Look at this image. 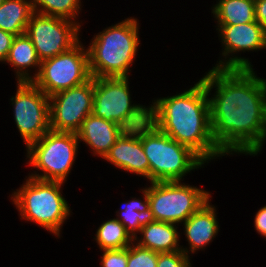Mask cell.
<instances>
[{
    "label": "cell",
    "instance_id": "cell-1",
    "mask_svg": "<svg viewBox=\"0 0 266 267\" xmlns=\"http://www.w3.org/2000/svg\"><path fill=\"white\" fill-rule=\"evenodd\" d=\"M257 74L255 68H209L200 77L207 89L212 136L226 157H258L265 146L266 78Z\"/></svg>",
    "mask_w": 266,
    "mask_h": 267
},
{
    "label": "cell",
    "instance_id": "cell-2",
    "mask_svg": "<svg viewBox=\"0 0 266 267\" xmlns=\"http://www.w3.org/2000/svg\"><path fill=\"white\" fill-rule=\"evenodd\" d=\"M196 81L183 92L151 99L149 120L170 138L189 147L208 165L225 155L212 136L205 83L201 78Z\"/></svg>",
    "mask_w": 266,
    "mask_h": 267
},
{
    "label": "cell",
    "instance_id": "cell-3",
    "mask_svg": "<svg viewBox=\"0 0 266 267\" xmlns=\"http://www.w3.org/2000/svg\"><path fill=\"white\" fill-rule=\"evenodd\" d=\"M139 22L137 17L129 16L93 35L89 45H86L92 77L133 75L132 68L142 44Z\"/></svg>",
    "mask_w": 266,
    "mask_h": 267
},
{
    "label": "cell",
    "instance_id": "cell-4",
    "mask_svg": "<svg viewBox=\"0 0 266 267\" xmlns=\"http://www.w3.org/2000/svg\"><path fill=\"white\" fill-rule=\"evenodd\" d=\"M19 188L9 195L20 219L35 223L56 239L62 236V228L73 215L69 202L63 195L65 183L44 181L26 176Z\"/></svg>",
    "mask_w": 266,
    "mask_h": 267
},
{
    "label": "cell",
    "instance_id": "cell-5",
    "mask_svg": "<svg viewBox=\"0 0 266 267\" xmlns=\"http://www.w3.org/2000/svg\"><path fill=\"white\" fill-rule=\"evenodd\" d=\"M141 142L149 162V183L185 181L207 164L189 147L163 133L150 120L141 125Z\"/></svg>",
    "mask_w": 266,
    "mask_h": 267
},
{
    "label": "cell",
    "instance_id": "cell-6",
    "mask_svg": "<svg viewBox=\"0 0 266 267\" xmlns=\"http://www.w3.org/2000/svg\"><path fill=\"white\" fill-rule=\"evenodd\" d=\"M79 145L76 133L48 130L25 148V163L32 170L28 176L66 183L80 153Z\"/></svg>",
    "mask_w": 266,
    "mask_h": 267
},
{
    "label": "cell",
    "instance_id": "cell-7",
    "mask_svg": "<svg viewBox=\"0 0 266 267\" xmlns=\"http://www.w3.org/2000/svg\"><path fill=\"white\" fill-rule=\"evenodd\" d=\"M129 77L94 78L93 114L125 130L149 121V105L133 101Z\"/></svg>",
    "mask_w": 266,
    "mask_h": 267
},
{
    "label": "cell",
    "instance_id": "cell-8",
    "mask_svg": "<svg viewBox=\"0 0 266 267\" xmlns=\"http://www.w3.org/2000/svg\"><path fill=\"white\" fill-rule=\"evenodd\" d=\"M212 192L183 181L150 182L148 199L155 221L182 225L212 199Z\"/></svg>",
    "mask_w": 266,
    "mask_h": 267
},
{
    "label": "cell",
    "instance_id": "cell-9",
    "mask_svg": "<svg viewBox=\"0 0 266 267\" xmlns=\"http://www.w3.org/2000/svg\"><path fill=\"white\" fill-rule=\"evenodd\" d=\"M91 77L87 48L80 40L70 50L42 61L32 83L50 97L81 85Z\"/></svg>",
    "mask_w": 266,
    "mask_h": 267
},
{
    "label": "cell",
    "instance_id": "cell-10",
    "mask_svg": "<svg viewBox=\"0 0 266 267\" xmlns=\"http://www.w3.org/2000/svg\"><path fill=\"white\" fill-rule=\"evenodd\" d=\"M9 99L13 120L25 147L50 130L49 97L32 82H16Z\"/></svg>",
    "mask_w": 266,
    "mask_h": 267
},
{
    "label": "cell",
    "instance_id": "cell-11",
    "mask_svg": "<svg viewBox=\"0 0 266 267\" xmlns=\"http://www.w3.org/2000/svg\"><path fill=\"white\" fill-rule=\"evenodd\" d=\"M214 27L222 49L212 68L254 69L252 61L241 54L266 50V30L256 21Z\"/></svg>",
    "mask_w": 266,
    "mask_h": 267
},
{
    "label": "cell",
    "instance_id": "cell-12",
    "mask_svg": "<svg viewBox=\"0 0 266 267\" xmlns=\"http://www.w3.org/2000/svg\"><path fill=\"white\" fill-rule=\"evenodd\" d=\"M81 29L71 20L34 12L27 25L26 34L42 62L75 46L82 40Z\"/></svg>",
    "mask_w": 266,
    "mask_h": 267
},
{
    "label": "cell",
    "instance_id": "cell-13",
    "mask_svg": "<svg viewBox=\"0 0 266 267\" xmlns=\"http://www.w3.org/2000/svg\"><path fill=\"white\" fill-rule=\"evenodd\" d=\"M94 77L49 97L50 130L77 133L93 112Z\"/></svg>",
    "mask_w": 266,
    "mask_h": 267
},
{
    "label": "cell",
    "instance_id": "cell-14",
    "mask_svg": "<svg viewBox=\"0 0 266 267\" xmlns=\"http://www.w3.org/2000/svg\"><path fill=\"white\" fill-rule=\"evenodd\" d=\"M104 160L114 168L139 176L149 183V162L141 142V126L124 130Z\"/></svg>",
    "mask_w": 266,
    "mask_h": 267
},
{
    "label": "cell",
    "instance_id": "cell-15",
    "mask_svg": "<svg viewBox=\"0 0 266 267\" xmlns=\"http://www.w3.org/2000/svg\"><path fill=\"white\" fill-rule=\"evenodd\" d=\"M218 209L211 203V199L198 211L193 213L180 227V236L185 235L186 246L181 245L187 256L205 251L220 232ZM183 230V232H181ZM214 239V240H213ZM188 245V246H187Z\"/></svg>",
    "mask_w": 266,
    "mask_h": 267
},
{
    "label": "cell",
    "instance_id": "cell-16",
    "mask_svg": "<svg viewBox=\"0 0 266 267\" xmlns=\"http://www.w3.org/2000/svg\"><path fill=\"white\" fill-rule=\"evenodd\" d=\"M124 130L117 123L104 120L92 113L83 120L76 134L80 146L82 142L89 148L91 155L103 159Z\"/></svg>",
    "mask_w": 266,
    "mask_h": 267
},
{
    "label": "cell",
    "instance_id": "cell-17",
    "mask_svg": "<svg viewBox=\"0 0 266 267\" xmlns=\"http://www.w3.org/2000/svg\"><path fill=\"white\" fill-rule=\"evenodd\" d=\"M3 64H8L13 69L16 82H32L37 76L41 61L26 33L14 38L9 55Z\"/></svg>",
    "mask_w": 266,
    "mask_h": 267
},
{
    "label": "cell",
    "instance_id": "cell-18",
    "mask_svg": "<svg viewBox=\"0 0 266 267\" xmlns=\"http://www.w3.org/2000/svg\"><path fill=\"white\" fill-rule=\"evenodd\" d=\"M179 228L181 227L174 223L154 221L141 228L134 242L157 253L182 250Z\"/></svg>",
    "mask_w": 266,
    "mask_h": 267
},
{
    "label": "cell",
    "instance_id": "cell-19",
    "mask_svg": "<svg viewBox=\"0 0 266 267\" xmlns=\"http://www.w3.org/2000/svg\"><path fill=\"white\" fill-rule=\"evenodd\" d=\"M145 187L139 188L141 196L136 198L131 196L129 200L122 202V208L115 211V217L120 221L127 232L134 239L140 233L143 226L154 222V216L150 209V202L148 199V182Z\"/></svg>",
    "mask_w": 266,
    "mask_h": 267
},
{
    "label": "cell",
    "instance_id": "cell-20",
    "mask_svg": "<svg viewBox=\"0 0 266 267\" xmlns=\"http://www.w3.org/2000/svg\"><path fill=\"white\" fill-rule=\"evenodd\" d=\"M211 4L214 26H230L256 21L255 0H215Z\"/></svg>",
    "mask_w": 266,
    "mask_h": 267
},
{
    "label": "cell",
    "instance_id": "cell-21",
    "mask_svg": "<svg viewBox=\"0 0 266 267\" xmlns=\"http://www.w3.org/2000/svg\"><path fill=\"white\" fill-rule=\"evenodd\" d=\"M33 13L30 0H1L0 29L15 36L23 35Z\"/></svg>",
    "mask_w": 266,
    "mask_h": 267
},
{
    "label": "cell",
    "instance_id": "cell-22",
    "mask_svg": "<svg viewBox=\"0 0 266 267\" xmlns=\"http://www.w3.org/2000/svg\"><path fill=\"white\" fill-rule=\"evenodd\" d=\"M99 251L123 249L130 246L134 239L127 232L124 225L115 217L102 221L93 237Z\"/></svg>",
    "mask_w": 266,
    "mask_h": 267
},
{
    "label": "cell",
    "instance_id": "cell-23",
    "mask_svg": "<svg viewBox=\"0 0 266 267\" xmlns=\"http://www.w3.org/2000/svg\"><path fill=\"white\" fill-rule=\"evenodd\" d=\"M34 12L71 20L83 27L80 15L84 8L82 0H30ZM78 18V19H77Z\"/></svg>",
    "mask_w": 266,
    "mask_h": 267
},
{
    "label": "cell",
    "instance_id": "cell-24",
    "mask_svg": "<svg viewBox=\"0 0 266 267\" xmlns=\"http://www.w3.org/2000/svg\"><path fill=\"white\" fill-rule=\"evenodd\" d=\"M158 253L133 242L128 246L127 267H157Z\"/></svg>",
    "mask_w": 266,
    "mask_h": 267
},
{
    "label": "cell",
    "instance_id": "cell-25",
    "mask_svg": "<svg viewBox=\"0 0 266 267\" xmlns=\"http://www.w3.org/2000/svg\"><path fill=\"white\" fill-rule=\"evenodd\" d=\"M191 259L182 250L158 253L157 267H193Z\"/></svg>",
    "mask_w": 266,
    "mask_h": 267
},
{
    "label": "cell",
    "instance_id": "cell-26",
    "mask_svg": "<svg viewBox=\"0 0 266 267\" xmlns=\"http://www.w3.org/2000/svg\"><path fill=\"white\" fill-rule=\"evenodd\" d=\"M100 267H127L128 247L100 251Z\"/></svg>",
    "mask_w": 266,
    "mask_h": 267
},
{
    "label": "cell",
    "instance_id": "cell-27",
    "mask_svg": "<svg viewBox=\"0 0 266 267\" xmlns=\"http://www.w3.org/2000/svg\"><path fill=\"white\" fill-rule=\"evenodd\" d=\"M16 36L0 29V63H4L9 55L13 40Z\"/></svg>",
    "mask_w": 266,
    "mask_h": 267
},
{
    "label": "cell",
    "instance_id": "cell-28",
    "mask_svg": "<svg viewBox=\"0 0 266 267\" xmlns=\"http://www.w3.org/2000/svg\"><path fill=\"white\" fill-rule=\"evenodd\" d=\"M254 230L266 241V205H263L253 216Z\"/></svg>",
    "mask_w": 266,
    "mask_h": 267
},
{
    "label": "cell",
    "instance_id": "cell-29",
    "mask_svg": "<svg viewBox=\"0 0 266 267\" xmlns=\"http://www.w3.org/2000/svg\"><path fill=\"white\" fill-rule=\"evenodd\" d=\"M256 22L266 30V0H255Z\"/></svg>",
    "mask_w": 266,
    "mask_h": 267
}]
</instances>
